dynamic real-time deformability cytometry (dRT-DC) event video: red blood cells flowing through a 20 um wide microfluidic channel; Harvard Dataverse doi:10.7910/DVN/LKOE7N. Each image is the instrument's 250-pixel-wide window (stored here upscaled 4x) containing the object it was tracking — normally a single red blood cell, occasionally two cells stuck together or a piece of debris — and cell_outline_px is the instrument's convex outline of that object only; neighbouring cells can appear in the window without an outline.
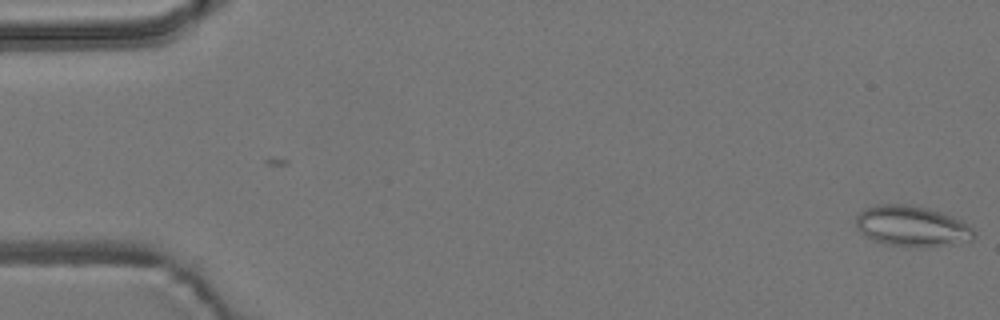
{"species": "common noctule bat (a hibernating species)", "species_latin": "Nyctalus noctula", "temperature_condition": "room temperature", "stored_images_in_passage": 5, "camera_frame_rate_fps": 3000, "um_per_image_px": 0.085, "animal": {"sex": "male", "body_mass_g": 19.2, "forearm_length_mm": 51.8}, "frame": {"image": 1, "passage_image": 1, "time_ms": 0.0, "image_size_px": [1000, 320], "cell_outline_px": [[976, 236], [972, 240], [948, 244], [888, 244], [872, 240], [864, 236], [856, 228], [856, 216], [864, 208], [876, 204], [908, 204], [928, 208], [940, 212], [960, 220], [968, 224], [976, 232]], "centroid_in_image_um": [77.46, 19.17], "position_along_channel_um": 7.5, "area_um2": 27.28}}